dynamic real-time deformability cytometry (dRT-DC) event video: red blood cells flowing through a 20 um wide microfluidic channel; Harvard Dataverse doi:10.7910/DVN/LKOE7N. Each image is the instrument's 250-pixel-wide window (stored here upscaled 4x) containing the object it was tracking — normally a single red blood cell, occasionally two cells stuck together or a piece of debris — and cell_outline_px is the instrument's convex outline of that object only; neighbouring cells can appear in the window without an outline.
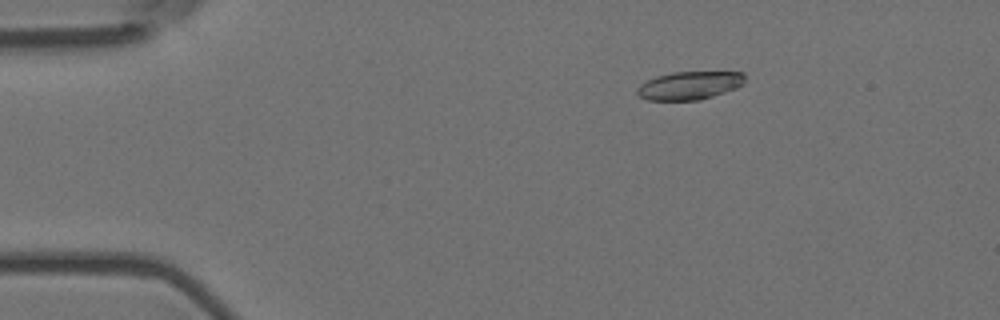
{"species": "Egyptian fruit bat (a non-hibernating species)", "species_latin": "Rousettus aegyptiacus", "temperature_condition": "room temperature", "stored_images_in_passage": 5, "camera_frame_rate_fps": 3000, "um_per_image_px": 0.085, "animal": {"sex": "female"}, "frame": {"image": 1, "passage_image": 3, "time_ms": 0.667, "image_size_px": [1000, 320], "cell_outline_px": [[744, 84], [736, 88], [700, 100], [648, 100], [640, 96], [636, 92], [636, 88], [640, 84], [656, 76], [672, 72], [744, 72]], "centroid_in_image_um": [58.6, 7.26], "position_along_channel_um": 26.4, "area_um2": 17.63}}